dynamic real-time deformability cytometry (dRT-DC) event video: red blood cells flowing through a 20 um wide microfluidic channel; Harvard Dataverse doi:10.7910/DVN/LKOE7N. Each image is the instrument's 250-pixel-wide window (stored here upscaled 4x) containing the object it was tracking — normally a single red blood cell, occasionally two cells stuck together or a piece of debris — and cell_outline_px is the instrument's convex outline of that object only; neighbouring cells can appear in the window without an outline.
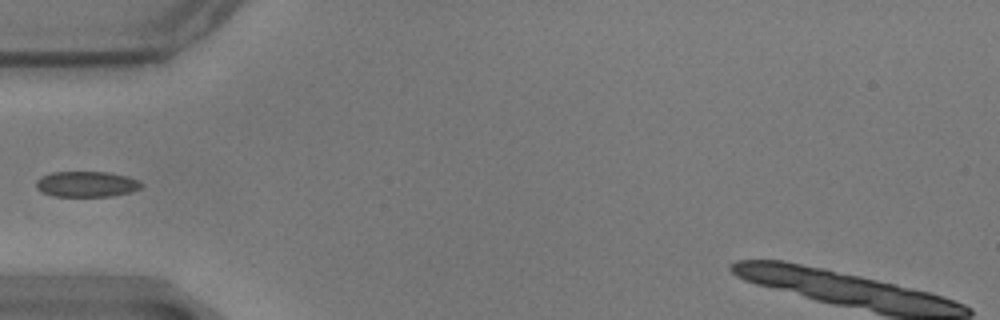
{"species": "common noctule bat (a hibernating species)", "species_latin": "Nyctalus noctula", "temperature_condition": "warm", "stored_images_in_passage": 8, "camera_frame_rate_fps": 3000, "um_per_image_px": 0.085, "animal": {"sex": "male", "body_mass_g": 17.9}, "frame": {"image": 1, "passage_image": 1, "time_ms": 0.0, "image_size_px": [1000, 320], "cell_outline_px": [[144, 184], [140, 188], [128, 192], [112, 196], [52, 196], [36, 188], [36, 180], [52, 172], [108, 172], [128, 176], [140, 180]], "centroid_in_image_um": [7.39, 15.64], "position_along_channel_um": 77.6, "area_um2": 15.66}}